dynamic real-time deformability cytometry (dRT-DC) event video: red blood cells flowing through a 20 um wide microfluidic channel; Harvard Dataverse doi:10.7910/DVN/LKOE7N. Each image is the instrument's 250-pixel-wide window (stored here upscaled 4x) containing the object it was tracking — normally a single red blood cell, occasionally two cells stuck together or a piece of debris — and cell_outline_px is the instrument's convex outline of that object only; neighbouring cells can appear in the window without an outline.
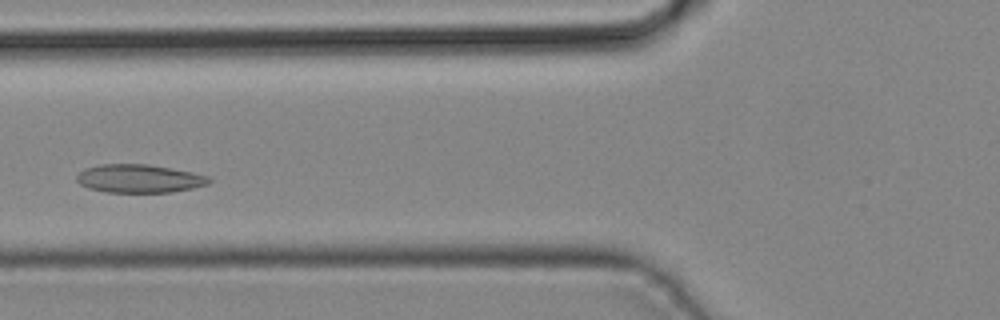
{"species": "common noctule bat (a hibernating species)", "species_latin": "Nyctalus noctula", "temperature_condition": "cold", "stored_images_in_passage": 15, "camera_frame_rate_fps": 3000, "um_per_image_px": 0.085, "animal": {"sex": "male", "body_mass_g": 19.2, "forearm_length_mm": 51.8}, "frame": {"image": 1, "passage_image": 12, "time_ms": 3.667, "image_size_px": [1000, 320], "cell_outline_px": [[212, 180], [208, 184], [192, 188], [172, 192], [108, 192], [88, 188], [80, 184], [76, 180], [76, 176], [84, 168], [100, 164], [148, 164], [192, 172], [208, 176]], "centroid_in_image_um": [11.82, 15.17], "position_along_channel_um": 114.0, "area_um2": 21.79}}